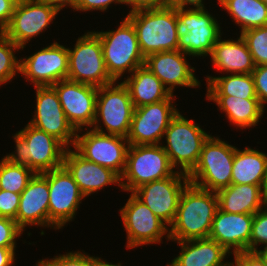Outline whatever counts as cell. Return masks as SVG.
<instances>
[{"instance_id":"cell-1","label":"cell","mask_w":267,"mask_h":266,"mask_svg":"<svg viewBox=\"0 0 267 266\" xmlns=\"http://www.w3.org/2000/svg\"><path fill=\"white\" fill-rule=\"evenodd\" d=\"M218 209V196L189 183L183 190L176 216L169 226V240L186 241L208 238Z\"/></svg>"},{"instance_id":"cell-2","label":"cell","mask_w":267,"mask_h":266,"mask_svg":"<svg viewBox=\"0 0 267 266\" xmlns=\"http://www.w3.org/2000/svg\"><path fill=\"white\" fill-rule=\"evenodd\" d=\"M126 18L136 30L145 58L156 52L178 50L180 27L174 7L137 10Z\"/></svg>"},{"instance_id":"cell-3","label":"cell","mask_w":267,"mask_h":266,"mask_svg":"<svg viewBox=\"0 0 267 266\" xmlns=\"http://www.w3.org/2000/svg\"><path fill=\"white\" fill-rule=\"evenodd\" d=\"M13 138L16 150L4 156L11 163L29 167L35 173H44L63 166L67 148L55 137L28 123Z\"/></svg>"},{"instance_id":"cell-4","label":"cell","mask_w":267,"mask_h":266,"mask_svg":"<svg viewBox=\"0 0 267 266\" xmlns=\"http://www.w3.org/2000/svg\"><path fill=\"white\" fill-rule=\"evenodd\" d=\"M116 30L94 31L102 44L106 70L114 81H118L124 72L132 73L145 64L137 34L132 23L125 17Z\"/></svg>"},{"instance_id":"cell-5","label":"cell","mask_w":267,"mask_h":266,"mask_svg":"<svg viewBox=\"0 0 267 266\" xmlns=\"http://www.w3.org/2000/svg\"><path fill=\"white\" fill-rule=\"evenodd\" d=\"M235 149L210 135L203 144L198 163L188 174L189 182L214 192L230 186Z\"/></svg>"},{"instance_id":"cell-6","label":"cell","mask_w":267,"mask_h":266,"mask_svg":"<svg viewBox=\"0 0 267 266\" xmlns=\"http://www.w3.org/2000/svg\"><path fill=\"white\" fill-rule=\"evenodd\" d=\"M176 172L161 144L129 145L120 187L123 191L133 192L143 184L170 177Z\"/></svg>"},{"instance_id":"cell-7","label":"cell","mask_w":267,"mask_h":266,"mask_svg":"<svg viewBox=\"0 0 267 266\" xmlns=\"http://www.w3.org/2000/svg\"><path fill=\"white\" fill-rule=\"evenodd\" d=\"M209 136L194 120H188L178 112L164 133L167 145L162 147L172 166L180 167L179 171L188 175L198 163L203 144Z\"/></svg>"},{"instance_id":"cell-8","label":"cell","mask_w":267,"mask_h":266,"mask_svg":"<svg viewBox=\"0 0 267 266\" xmlns=\"http://www.w3.org/2000/svg\"><path fill=\"white\" fill-rule=\"evenodd\" d=\"M98 87L96 116L92 129L103 134L127 137L134 114V104L123 82ZM101 121L106 131L101 128ZM100 122V123H99Z\"/></svg>"},{"instance_id":"cell-9","label":"cell","mask_w":267,"mask_h":266,"mask_svg":"<svg viewBox=\"0 0 267 266\" xmlns=\"http://www.w3.org/2000/svg\"><path fill=\"white\" fill-rule=\"evenodd\" d=\"M180 33L178 50L186 56L210 55L219 39L221 27L216 18L203 9H176Z\"/></svg>"},{"instance_id":"cell-10","label":"cell","mask_w":267,"mask_h":266,"mask_svg":"<svg viewBox=\"0 0 267 266\" xmlns=\"http://www.w3.org/2000/svg\"><path fill=\"white\" fill-rule=\"evenodd\" d=\"M67 49V79L96 87L114 82L106 70L101 41L93 31L78 37L73 50Z\"/></svg>"},{"instance_id":"cell-11","label":"cell","mask_w":267,"mask_h":266,"mask_svg":"<svg viewBox=\"0 0 267 266\" xmlns=\"http://www.w3.org/2000/svg\"><path fill=\"white\" fill-rule=\"evenodd\" d=\"M87 130L83 135L76 133L74 149L84 158L123 175L129 141L122 136L103 134Z\"/></svg>"},{"instance_id":"cell-12","label":"cell","mask_w":267,"mask_h":266,"mask_svg":"<svg viewBox=\"0 0 267 266\" xmlns=\"http://www.w3.org/2000/svg\"><path fill=\"white\" fill-rule=\"evenodd\" d=\"M120 216L127 233L126 248L161 243L165 234L169 241V227L132 192Z\"/></svg>"},{"instance_id":"cell-13","label":"cell","mask_w":267,"mask_h":266,"mask_svg":"<svg viewBox=\"0 0 267 266\" xmlns=\"http://www.w3.org/2000/svg\"><path fill=\"white\" fill-rule=\"evenodd\" d=\"M41 174L49 185V227L61 229L75 217L85 196L64 166Z\"/></svg>"},{"instance_id":"cell-14","label":"cell","mask_w":267,"mask_h":266,"mask_svg":"<svg viewBox=\"0 0 267 266\" xmlns=\"http://www.w3.org/2000/svg\"><path fill=\"white\" fill-rule=\"evenodd\" d=\"M174 94L168 99L135 108L126 139L130 145L161 144L170 121L179 110L174 107Z\"/></svg>"},{"instance_id":"cell-15","label":"cell","mask_w":267,"mask_h":266,"mask_svg":"<svg viewBox=\"0 0 267 266\" xmlns=\"http://www.w3.org/2000/svg\"><path fill=\"white\" fill-rule=\"evenodd\" d=\"M189 183L188 175L177 171L170 177L143 184L132 193L170 226L175 219L181 194Z\"/></svg>"},{"instance_id":"cell-16","label":"cell","mask_w":267,"mask_h":266,"mask_svg":"<svg viewBox=\"0 0 267 266\" xmlns=\"http://www.w3.org/2000/svg\"><path fill=\"white\" fill-rule=\"evenodd\" d=\"M59 11L43 0H18L8 27L3 32L21 49L49 28Z\"/></svg>"},{"instance_id":"cell-17","label":"cell","mask_w":267,"mask_h":266,"mask_svg":"<svg viewBox=\"0 0 267 266\" xmlns=\"http://www.w3.org/2000/svg\"><path fill=\"white\" fill-rule=\"evenodd\" d=\"M35 89L36 108L28 123L55 137L67 149L73 147L77 131L67 120L56 90L53 86H37Z\"/></svg>"},{"instance_id":"cell-18","label":"cell","mask_w":267,"mask_h":266,"mask_svg":"<svg viewBox=\"0 0 267 266\" xmlns=\"http://www.w3.org/2000/svg\"><path fill=\"white\" fill-rule=\"evenodd\" d=\"M56 90L64 114L76 131L92 127L96 116L98 87L63 79L52 85Z\"/></svg>"},{"instance_id":"cell-19","label":"cell","mask_w":267,"mask_h":266,"mask_svg":"<svg viewBox=\"0 0 267 266\" xmlns=\"http://www.w3.org/2000/svg\"><path fill=\"white\" fill-rule=\"evenodd\" d=\"M20 60V73L35 87L67 79L68 49L57 42Z\"/></svg>"},{"instance_id":"cell-20","label":"cell","mask_w":267,"mask_h":266,"mask_svg":"<svg viewBox=\"0 0 267 266\" xmlns=\"http://www.w3.org/2000/svg\"><path fill=\"white\" fill-rule=\"evenodd\" d=\"M185 54L179 50L156 52L145 58L144 65L164 84L171 94H173L176 86L199 87L201 82L194 75L195 68L187 62Z\"/></svg>"},{"instance_id":"cell-21","label":"cell","mask_w":267,"mask_h":266,"mask_svg":"<svg viewBox=\"0 0 267 266\" xmlns=\"http://www.w3.org/2000/svg\"><path fill=\"white\" fill-rule=\"evenodd\" d=\"M63 166L77 183L80 192L85 196L112 184L121 186V177L113 170L84 159L75 149H66Z\"/></svg>"},{"instance_id":"cell-22","label":"cell","mask_w":267,"mask_h":266,"mask_svg":"<svg viewBox=\"0 0 267 266\" xmlns=\"http://www.w3.org/2000/svg\"><path fill=\"white\" fill-rule=\"evenodd\" d=\"M253 218L254 214L227 213L218 208L209 238L218 242L231 254L249 251Z\"/></svg>"},{"instance_id":"cell-23","label":"cell","mask_w":267,"mask_h":266,"mask_svg":"<svg viewBox=\"0 0 267 266\" xmlns=\"http://www.w3.org/2000/svg\"><path fill=\"white\" fill-rule=\"evenodd\" d=\"M16 222L23 231L27 225L49 227V185L41 173H36L21 192Z\"/></svg>"},{"instance_id":"cell-24","label":"cell","mask_w":267,"mask_h":266,"mask_svg":"<svg viewBox=\"0 0 267 266\" xmlns=\"http://www.w3.org/2000/svg\"><path fill=\"white\" fill-rule=\"evenodd\" d=\"M177 244L181 252L171 261L170 266H230L231 264L224 261L231 253L209 237L181 241Z\"/></svg>"},{"instance_id":"cell-25","label":"cell","mask_w":267,"mask_h":266,"mask_svg":"<svg viewBox=\"0 0 267 266\" xmlns=\"http://www.w3.org/2000/svg\"><path fill=\"white\" fill-rule=\"evenodd\" d=\"M231 40L219 37L210 53L212 64L225 73L251 74L256 65L245 40L241 35L236 41Z\"/></svg>"},{"instance_id":"cell-26","label":"cell","mask_w":267,"mask_h":266,"mask_svg":"<svg viewBox=\"0 0 267 266\" xmlns=\"http://www.w3.org/2000/svg\"><path fill=\"white\" fill-rule=\"evenodd\" d=\"M216 193L218 208L227 213L255 214L267 205L263 186L231 184Z\"/></svg>"},{"instance_id":"cell-27","label":"cell","mask_w":267,"mask_h":266,"mask_svg":"<svg viewBox=\"0 0 267 266\" xmlns=\"http://www.w3.org/2000/svg\"><path fill=\"white\" fill-rule=\"evenodd\" d=\"M135 108L168 99L172 94L146 65L135 69L122 81Z\"/></svg>"},{"instance_id":"cell-28","label":"cell","mask_w":267,"mask_h":266,"mask_svg":"<svg viewBox=\"0 0 267 266\" xmlns=\"http://www.w3.org/2000/svg\"><path fill=\"white\" fill-rule=\"evenodd\" d=\"M207 100L217 103L228 120L241 129L256 126L264 114L259 99H243L229 95H206Z\"/></svg>"},{"instance_id":"cell-29","label":"cell","mask_w":267,"mask_h":266,"mask_svg":"<svg viewBox=\"0 0 267 266\" xmlns=\"http://www.w3.org/2000/svg\"><path fill=\"white\" fill-rule=\"evenodd\" d=\"M267 167V154L249 147L235 149L231 184L263 186Z\"/></svg>"},{"instance_id":"cell-30","label":"cell","mask_w":267,"mask_h":266,"mask_svg":"<svg viewBox=\"0 0 267 266\" xmlns=\"http://www.w3.org/2000/svg\"><path fill=\"white\" fill-rule=\"evenodd\" d=\"M218 3L241 27L240 33L267 25V5L262 0H218Z\"/></svg>"},{"instance_id":"cell-31","label":"cell","mask_w":267,"mask_h":266,"mask_svg":"<svg viewBox=\"0 0 267 266\" xmlns=\"http://www.w3.org/2000/svg\"><path fill=\"white\" fill-rule=\"evenodd\" d=\"M206 95H229L243 99H258L252 74L207 76Z\"/></svg>"},{"instance_id":"cell-32","label":"cell","mask_w":267,"mask_h":266,"mask_svg":"<svg viewBox=\"0 0 267 266\" xmlns=\"http://www.w3.org/2000/svg\"><path fill=\"white\" fill-rule=\"evenodd\" d=\"M35 174L29 167L11 163L3 157L0 161V189L21 194Z\"/></svg>"},{"instance_id":"cell-33","label":"cell","mask_w":267,"mask_h":266,"mask_svg":"<svg viewBox=\"0 0 267 266\" xmlns=\"http://www.w3.org/2000/svg\"><path fill=\"white\" fill-rule=\"evenodd\" d=\"M21 49L3 32H0V85L11 81L16 73H20V60L15 56Z\"/></svg>"},{"instance_id":"cell-34","label":"cell","mask_w":267,"mask_h":266,"mask_svg":"<svg viewBox=\"0 0 267 266\" xmlns=\"http://www.w3.org/2000/svg\"><path fill=\"white\" fill-rule=\"evenodd\" d=\"M245 40L255 65H267V25L240 33Z\"/></svg>"},{"instance_id":"cell-35","label":"cell","mask_w":267,"mask_h":266,"mask_svg":"<svg viewBox=\"0 0 267 266\" xmlns=\"http://www.w3.org/2000/svg\"><path fill=\"white\" fill-rule=\"evenodd\" d=\"M42 266H99V257L87 255L77 251L54 256L51 259L38 261Z\"/></svg>"},{"instance_id":"cell-36","label":"cell","mask_w":267,"mask_h":266,"mask_svg":"<svg viewBox=\"0 0 267 266\" xmlns=\"http://www.w3.org/2000/svg\"><path fill=\"white\" fill-rule=\"evenodd\" d=\"M259 244L267 245V205L254 214L251 236L249 241V251L258 250Z\"/></svg>"},{"instance_id":"cell-37","label":"cell","mask_w":267,"mask_h":266,"mask_svg":"<svg viewBox=\"0 0 267 266\" xmlns=\"http://www.w3.org/2000/svg\"><path fill=\"white\" fill-rule=\"evenodd\" d=\"M23 230L15 220L0 217V246L7 248L16 247V238H19Z\"/></svg>"},{"instance_id":"cell-38","label":"cell","mask_w":267,"mask_h":266,"mask_svg":"<svg viewBox=\"0 0 267 266\" xmlns=\"http://www.w3.org/2000/svg\"><path fill=\"white\" fill-rule=\"evenodd\" d=\"M20 194L0 189V217L16 221Z\"/></svg>"},{"instance_id":"cell-39","label":"cell","mask_w":267,"mask_h":266,"mask_svg":"<svg viewBox=\"0 0 267 266\" xmlns=\"http://www.w3.org/2000/svg\"><path fill=\"white\" fill-rule=\"evenodd\" d=\"M251 74L257 98L265 108L267 103V65H257Z\"/></svg>"},{"instance_id":"cell-40","label":"cell","mask_w":267,"mask_h":266,"mask_svg":"<svg viewBox=\"0 0 267 266\" xmlns=\"http://www.w3.org/2000/svg\"><path fill=\"white\" fill-rule=\"evenodd\" d=\"M126 4L125 0H78V4L75 8L76 11H106L110 4Z\"/></svg>"},{"instance_id":"cell-41","label":"cell","mask_w":267,"mask_h":266,"mask_svg":"<svg viewBox=\"0 0 267 266\" xmlns=\"http://www.w3.org/2000/svg\"><path fill=\"white\" fill-rule=\"evenodd\" d=\"M230 266H266L256 252L244 251L234 254Z\"/></svg>"},{"instance_id":"cell-42","label":"cell","mask_w":267,"mask_h":266,"mask_svg":"<svg viewBox=\"0 0 267 266\" xmlns=\"http://www.w3.org/2000/svg\"><path fill=\"white\" fill-rule=\"evenodd\" d=\"M18 0H0V32L8 27Z\"/></svg>"},{"instance_id":"cell-43","label":"cell","mask_w":267,"mask_h":266,"mask_svg":"<svg viewBox=\"0 0 267 266\" xmlns=\"http://www.w3.org/2000/svg\"><path fill=\"white\" fill-rule=\"evenodd\" d=\"M125 3L132 7L129 13L137 10L164 8L170 6L167 0H125Z\"/></svg>"},{"instance_id":"cell-44","label":"cell","mask_w":267,"mask_h":266,"mask_svg":"<svg viewBox=\"0 0 267 266\" xmlns=\"http://www.w3.org/2000/svg\"><path fill=\"white\" fill-rule=\"evenodd\" d=\"M15 261V248L0 246V266H12Z\"/></svg>"},{"instance_id":"cell-45","label":"cell","mask_w":267,"mask_h":266,"mask_svg":"<svg viewBox=\"0 0 267 266\" xmlns=\"http://www.w3.org/2000/svg\"><path fill=\"white\" fill-rule=\"evenodd\" d=\"M188 5H192L195 9H203L204 3L203 0H174L170 6L174 7L175 9H187Z\"/></svg>"},{"instance_id":"cell-46","label":"cell","mask_w":267,"mask_h":266,"mask_svg":"<svg viewBox=\"0 0 267 266\" xmlns=\"http://www.w3.org/2000/svg\"><path fill=\"white\" fill-rule=\"evenodd\" d=\"M48 2L51 6L55 7L59 12L63 7L70 6L75 10L78 0H43Z\"/></svg>"},{"instance_id":"cell-47","label":"cell","mask_w":267,"mask_h":266,"mask_svg":"<svg viewBox=\"0 0 267 266\" xmlns=\"http://www.w3.org/2000/svg\"><path fill=\"white\" fill-rule=\"evenodd\" d=\"M255 252L260 256L264 264L267 266V245L264 246V249L256 250Z\"/></svg>"},{"instance_id":"cell-48","label":"cell","mask_w":267,"mask_h":266,"mask_svg":"<svg viewBox=\"0 0 267 266\" xmlns=\"http://www.w3.org/2000/svg\"><path fill=\"white\" fill-rule=\"evenodd\" d=\"M99 266H122L121 263H117V264H112L107 262L106 260H102L101 258H99Z\"/></svg>"},{"instance_id":"cell-49","label":"cell","mask_w":267,"mask_h":266,"mask_svg":"<svg viewBox=\"0 0 267 266\" xmlns=\"http://www.w3.org/2000/svg\"><path fill=\"white\" fill-rule=\"evenodd\" d=\"M263 194L265 197V200L267 201V167H266V175L263 183Z\"/></svg>"},{"instance_id":"cell-50","label":"cell","mask_w":267,"mask_h":266,"mask_svg":"<svg viewBox=\"0 0 267 266\" xmlns=\"http://www.w3.org/2000/svg\"><path fill=\"white\" fill-rule=\"evenodd\" d=\"M173 1H174V0H167V2H168L169 4H171Z\"/></svg>"}]
</instances>
